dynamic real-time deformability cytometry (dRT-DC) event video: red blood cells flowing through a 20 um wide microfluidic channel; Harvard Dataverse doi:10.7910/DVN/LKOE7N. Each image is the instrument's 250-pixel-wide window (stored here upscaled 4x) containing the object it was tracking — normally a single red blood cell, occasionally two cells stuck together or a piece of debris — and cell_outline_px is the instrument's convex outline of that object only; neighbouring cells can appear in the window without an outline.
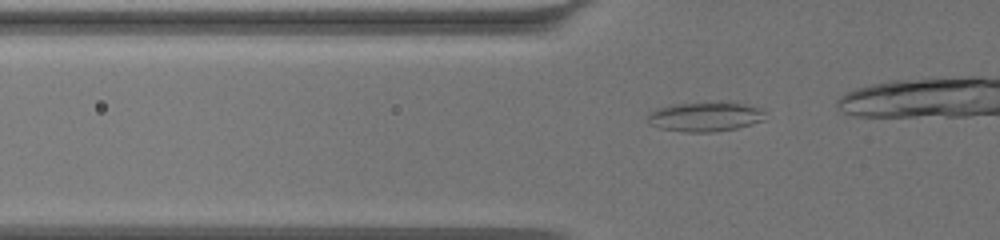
{"species": "common noctule bat (a hibernating species)", "species_latin": "Nyctalus noctula", "temperature_condition": "warm", "stored_images_in_passage": 41, "camera_frame_rate_fps": 3000, "um_per_image_px": 0.085, "animal": {"sex": "female", "body_mass_g": 19.5, "forearm_length_mm": 54.1}, "frame": {"image": 1, "passage_image": 16, "time_ms": 5.0, "image_size_px": [1000, 240], "cell_outline_px": [[764, 120], [752, 124], [736, 128], [712, 132], [684, 132], [660, 128], [648, 124], [648, 112], [656, 108], [672, 104], [720, 100], [732, 100], [764, 108]], "centroid_in_image_um": [59.97, 9.87], "position_along_channel_um": 65.8, "area_um2": 21.15}}
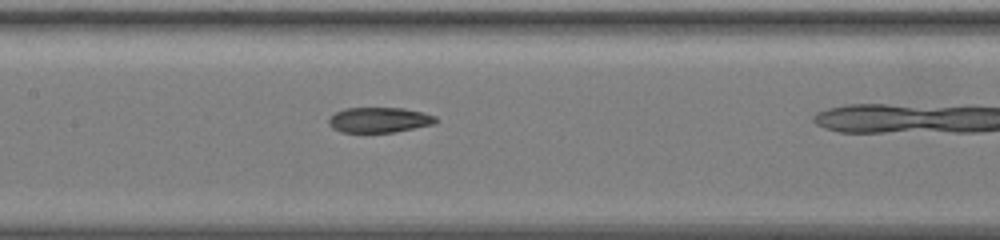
{"frame": {"image": 2, "passage_image": 26, "time_ms": 8.333, "image_size_px": [1000, 240], "cell_outline_px": [[436, 124], [396, 132], [340, 132], [332, 128], [328, 124], [328, 120], [336, 112], [344, 108], [404, 108], [424, 112], [436, 116]], "centroid_in_image_um": [32.26, 10.19], "position_along_channel_um": 175.1, "area_um2": 15.9}}
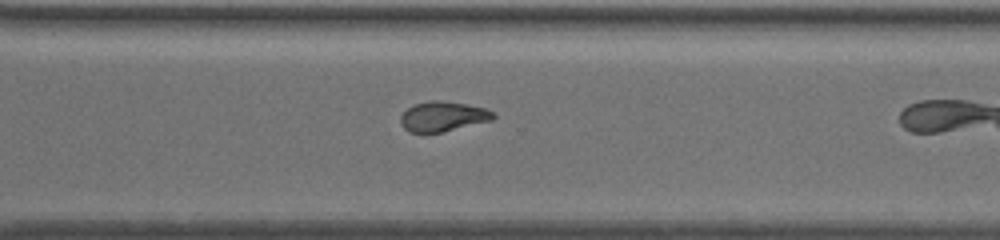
{"frame": {"image": 3, "passage_image": 40, "time_ms": 13.0, "image_size_px": [1000, 240], "cell_outline_px": [[496, 116], [492, 120], [424, 136], [408, 132], [400, 124], [400, 116], [408, 108], [416, 104], [428, 100], [444, 100], [484, 108], [492, 112]], "centroid_in_image_um": [37.57, 9.93], "position_along_channel_um": 333.0, "area_um2": 16.47}}